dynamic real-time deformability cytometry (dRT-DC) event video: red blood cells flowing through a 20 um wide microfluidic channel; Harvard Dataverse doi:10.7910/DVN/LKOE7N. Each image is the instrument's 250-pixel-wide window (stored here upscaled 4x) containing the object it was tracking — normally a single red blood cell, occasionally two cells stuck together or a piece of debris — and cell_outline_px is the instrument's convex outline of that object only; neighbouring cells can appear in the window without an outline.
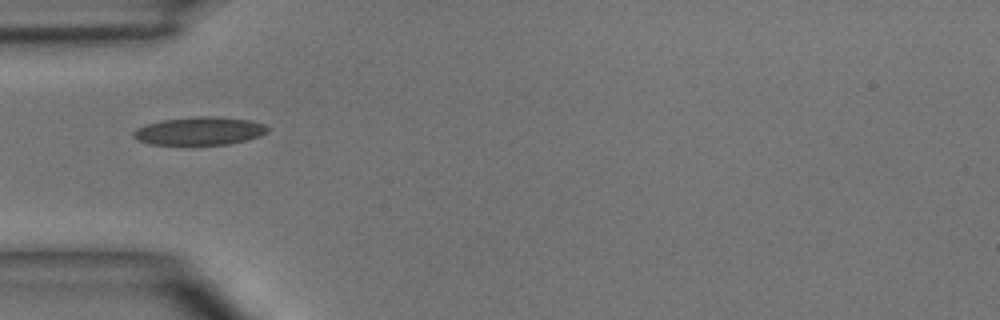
{"species": "common noctule bat (a hibernating species)", "species_latin": "Nyctalus noctula", "temperature_condition": "room temperature", "stored_images_in_passage": 2, "camera_frame_rate_fps": 3000, "um_per_image_px": 0.085, "animal": {"sex": "male", "body_mass_g": 15.6}, "frame": {"image": 1, "passage_image": 1, "time_ms": 0.0, "image_size_px": [1000, 320], "cell_outline_px": [[268, 132], [260, 136], [248, 140], [228, 144], [148, 144], [136, 140], [132, 136], [132, 132], [136, 128], [160, 120], [196, 116], [212, 116], [248, 120], [264, 124], [268, 128]], "centroid_in_image_um": [16.94, 11.13], "position_along_channel_um": 68.1, "area_um2": 21.96}}
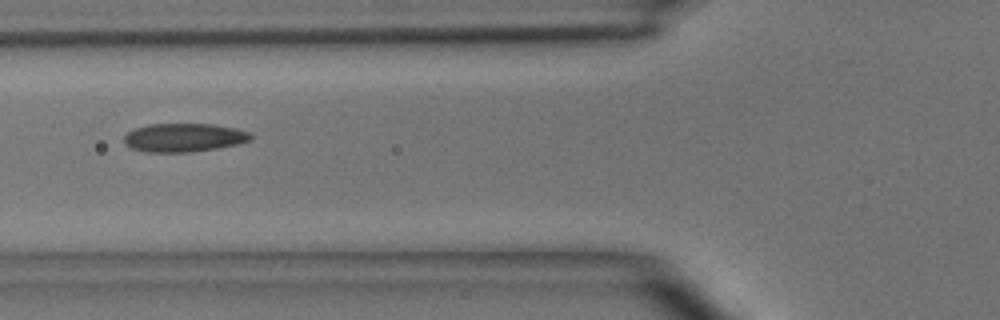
{"frame": {"image": 2, "passage_image": 2, "time_ms": 1.0, "image_size_px": [1000, 320], "cell_outline_px": [[252, 140], [236, 144], [216, 148], [192, 152], [144, 152], [132, 148], [124, 144], [124, 136], [128, 132], [136, 128], [148, 124], [212, 124], [236, 128], [252, 132]], "centroid_in_image_um": [15.64, 11.69], "position_along_channel_um": 110.2, "area_um2": 21.15}}